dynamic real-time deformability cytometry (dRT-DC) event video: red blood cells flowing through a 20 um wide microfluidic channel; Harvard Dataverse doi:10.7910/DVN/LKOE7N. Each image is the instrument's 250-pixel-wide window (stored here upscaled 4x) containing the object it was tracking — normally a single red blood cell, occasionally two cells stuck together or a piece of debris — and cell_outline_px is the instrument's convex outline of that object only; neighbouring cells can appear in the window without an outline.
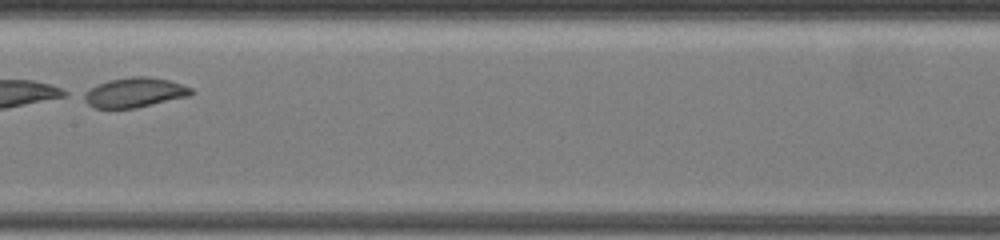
{"species": "common noctule bat (a hibernating species)", "species_latin": "Nyctalus noctula", "temperature_condition": "warm", "stored_images_in_passage": 31, "camera_frame_rate_fps": 3000, "um_per_image_px": 0.085, "animal": {"sex": "female", "body_mass_g": 19.5, "forearm_length_mm": 54.1}, "frame": {"image": 1, "passage_image": 15, "time_ms": 6.0, "image_size_px": [1000, 240], "cell_outline_px": [[196, 92], [188, 96], [136, 108], [92, 108], [76, 96], [108, 80], [132, 76], [148, 76], [168, 80], [192, 88]], "centroid_in_image_um": [11.37, 7.87], "position_along_channel_um": 196.0, "area_um2": 18.79}}
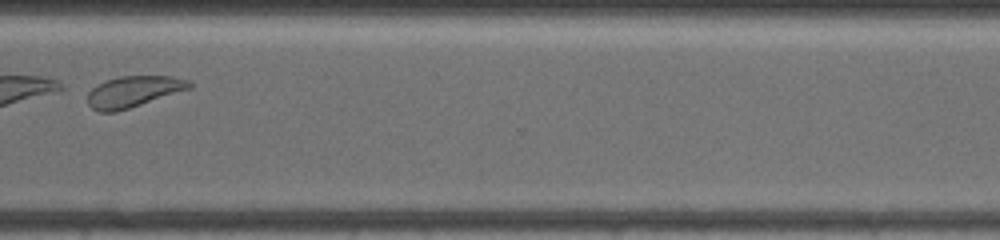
{"frame": {"image": 2, "passage_image": 26, "time_ms": 10.667, "image_size_px": [1000, 240], "cell_outline_px": [[192, 88], [116, 112], [100, 112], [92, 108], [88, 104], [88, 92], [96, 84], [120, 76], [172, 76], [188, 80], [192, 84]], "centroid_in_image_um": [11.34, 7.78], "position_along_channel_um": 359.3, "area_um2": 18.38}, "authors_computed_cell_mechanics": {"area_um2": 18.785, "velocity_mm_per_s": 3.5009, "shape_relaxation_time_tau1_ms": 2.8138, "shape_relaxation_time_tau2_ms": 3.2816, "deformation_change_tau1": 0.3163, "deformation_change_tau2": 0.0942}}